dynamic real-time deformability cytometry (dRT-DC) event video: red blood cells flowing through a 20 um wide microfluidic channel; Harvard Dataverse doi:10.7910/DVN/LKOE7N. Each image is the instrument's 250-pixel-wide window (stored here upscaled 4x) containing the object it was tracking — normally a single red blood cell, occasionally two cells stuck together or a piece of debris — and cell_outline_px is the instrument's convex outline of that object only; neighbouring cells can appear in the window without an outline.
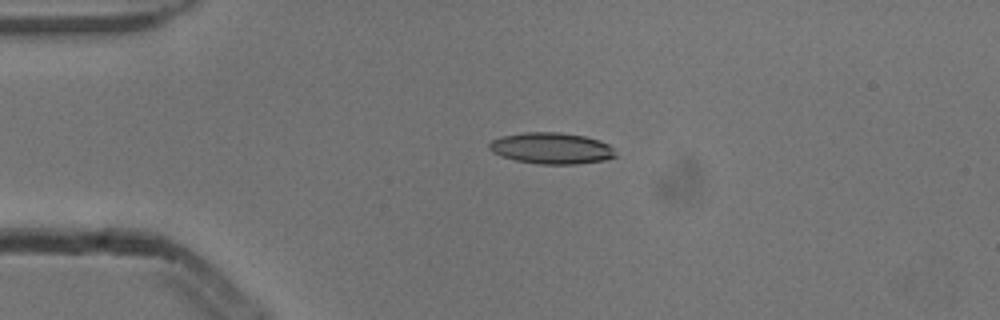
{"species": "common noctule bat (a hibernating species)", "species_latin": "Nyctalus noctula", "temperature_condition": "cold", "stored_images_in_passage": 4, "camera_frame_rate_fps": 3000, "um_per_image_px": 0.085, "animal": {"sex": "male", "body_mass_g": 13.3}, "frame": {"image": 1, "passage_image": 3, "time_ms": 0.667, "image_size_px": [1000, 320], "cell_outline_px": [[616, 156], [604, 160], [576, 164], [540, 164], [516, 160], [500, 156], [492, 152], [488, 148], [488, 144], [492, 140], [500, 136], [524, 132], [560, 132], [584, 136], [600, 140], [608, 144], [612, 148]], "centroid_in_image_um": [46.84, 12.59], "position_along_channel_um": 38.2, "area_um2": 23.06}}